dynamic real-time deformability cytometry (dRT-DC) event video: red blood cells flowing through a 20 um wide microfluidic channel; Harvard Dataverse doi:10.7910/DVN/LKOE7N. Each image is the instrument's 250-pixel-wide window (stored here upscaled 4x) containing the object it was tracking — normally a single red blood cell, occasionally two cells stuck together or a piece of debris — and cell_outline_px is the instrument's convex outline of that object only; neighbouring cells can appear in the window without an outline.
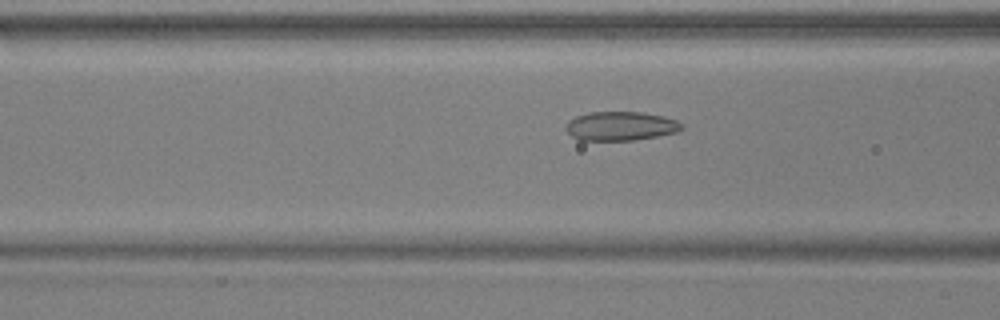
{"species": "common noctule bat (a hibernating species)", "species_latin": "Nyctalus noctula", "temperature_condition": "warm", "stored_images_in_passage": 27, "camera_frame_rate_fps": 3000, "um_per_image_px": 0.085, "animal": {"sex": "male", "body_mass_g": 17.9, "forearm_length_mm": 54.2}, "frame": {"image": 1, "passage_image": 4, "time_ms": 1.0, "image_size_px": [1000, 320], "cell_outline_px": [[684, 128], [676, 132], [656, 136], [632, 140], [580, 140], [572, 136], [564, 128], [568, 120], [576, 116], [588, 112], [640, 112], [664, 116], [676, 120], [684, 124]], "centroid_in_image_um": [52.74, 10.71], "position_along_channel_um": 113.9, "area_um2": 19.59}}
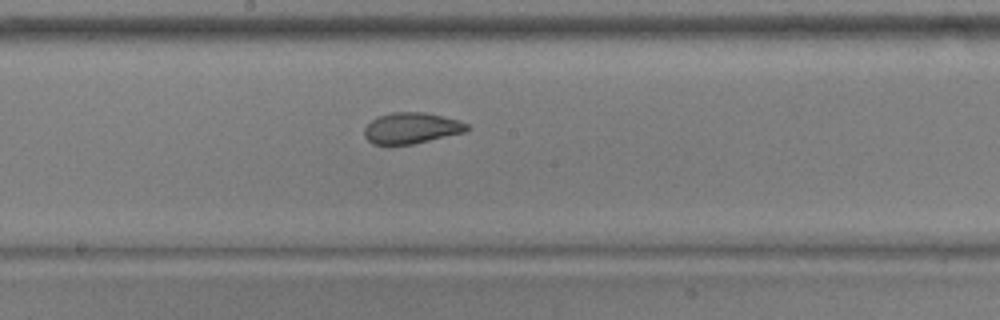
{"frame": {"image": 2, "passage_image": 12, "time_ms": 3.667, "image_size_px": [1000, 320], "cell_outline_px": [[468, 128], [464, 132], [412, 144], [372, 144], [364, 136], [364, 128], [376, 116], [392, 112], [424, 112], [460, 120], [468, 124]], "centroid_in_image_um": [34.94, 10.87], "position_along_channel_um": 213.3, "area_um2": 18.44}}
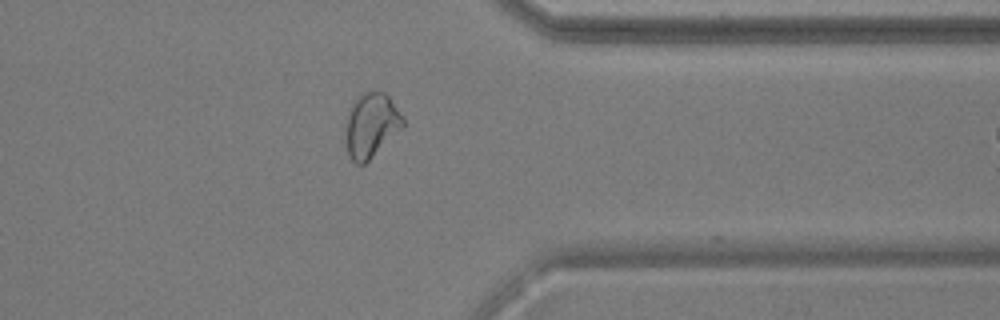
{"frame": {"image": 3, "passage_image": 26, "time_ms": 8.333, "image_size_px": [1000, 320], "cell_outline_px": [[404, 128], [364, 164], [356, 164], [352, 160], [344, 144], [344, 132], [348, 108], [352, 100], [364, 92], [384, 92], [388, 96], [404, 116]], "centroid_in_image_um": [31.53, 10.65], "position_along_channel_um": 379.9, "area_um2": 22.08}}